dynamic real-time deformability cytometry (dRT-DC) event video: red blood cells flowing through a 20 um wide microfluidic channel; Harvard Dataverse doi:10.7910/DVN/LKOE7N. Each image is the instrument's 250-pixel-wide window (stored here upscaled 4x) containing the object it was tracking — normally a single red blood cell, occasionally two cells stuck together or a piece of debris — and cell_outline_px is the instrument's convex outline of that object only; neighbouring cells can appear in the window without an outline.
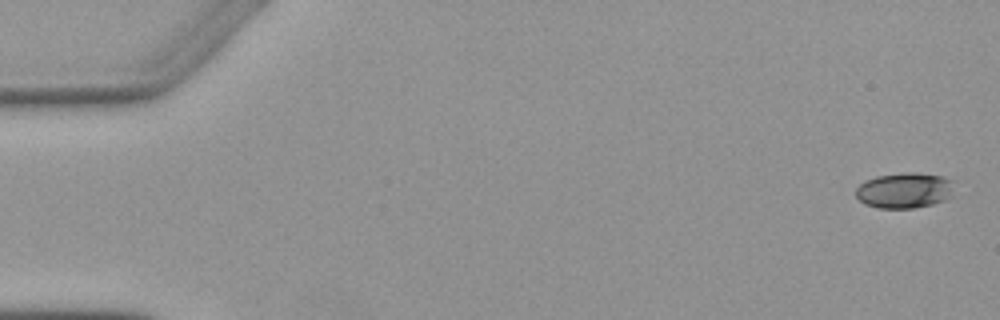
{"species": "Egyptian fruit bat (a non-hibernating species)", "species_latin": "Rousettus aegyptiacus", "temperature_condition": "warm", "stored_images_in_passage": 4, "camera_frame_rate_fps": 3000, "um_per_image_px": 0.085, "animal": {"sex": "female"}, "frame": {"image": 1, "passage_image": 1, "time_ms": 0.0, "image_size_px": [1000, 320], "cell_outline_px": [[956, 180], [952, 196], [944, 200], [932, 204], [912, 208], [876, 208], [864, 204], [856, 196], [856, 188], [860, 184], [876, 176], [908, 172], [912, 172], [944, 176]], "centroid_in_image_um": [76.94, 16.18], "position_along_channel_um": 8.1, "area_um2": 20.63}}